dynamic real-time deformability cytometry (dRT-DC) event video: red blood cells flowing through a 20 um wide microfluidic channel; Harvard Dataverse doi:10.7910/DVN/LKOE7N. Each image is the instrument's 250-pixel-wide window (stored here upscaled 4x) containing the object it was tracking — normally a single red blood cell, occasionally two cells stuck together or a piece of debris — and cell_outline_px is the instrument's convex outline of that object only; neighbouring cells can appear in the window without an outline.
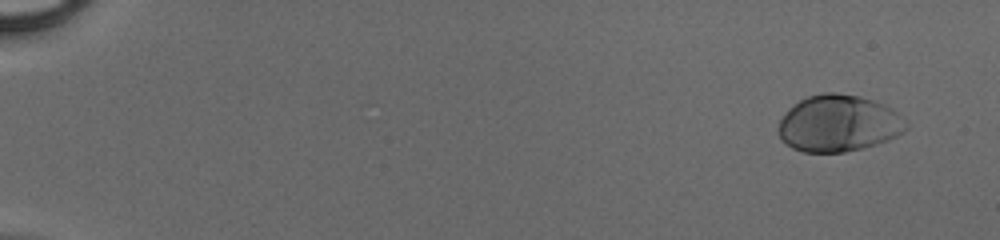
{"species": "human", "species_latin": "Homo sapiens", "temperature_condition": "cold", "stored_images_in_passage": 51, "camera_frame_rate_fps": 3000, "um_per_image_px": 0.085, "donor": {"sex": "male"}, "frame": {"image": 1, "passage_image": 4, "time_ms": 1.0, "image_size_px": [1000, 240], "cell_outline_px": [[908, 128], [904, 132], [888, 140], [860, 148], [844, 152], [804, 152], [792, 148], [780, 140], [780, 120], [784, 112], [788, 108], [800, 100], [808, 96], [824, 92], [836, 92], [860, 96], [884, 104], [892, 108], [908, 124]], "centroid_in_image_um": [71.27, 10.48], "position_along_channel_um": 13.7, "area_um2": 42.14}}
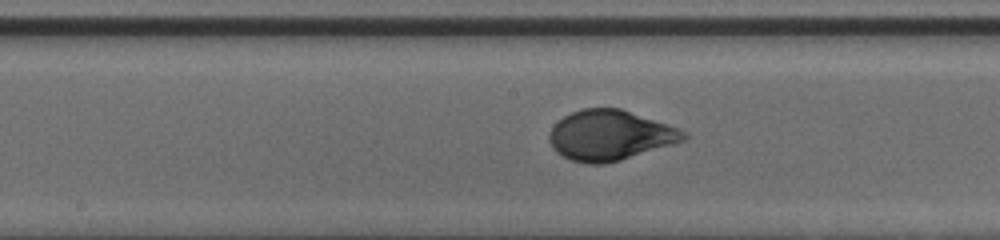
{"frame": {"image": 2, "passage_image": 29, "time_ms": 9.333, "image_size_px": [1000, 240], "cell_outline_px": [[688, 136], [684, 140], [672, 144], [620, 160], [604, 164], [588, 164], [572, 160], [556, 152], [552, 148], [548, 140], [548, 136], [552, 128], [564, 116], [580, 108], [620, 108], [680, 128], [688, 132]], "centroid_in_image_um": [51.85, 11.49], "position_along_channel_um": 196.4, "area_um2": 39.13}}
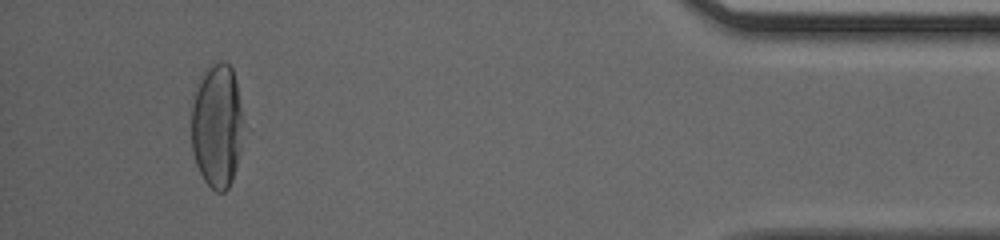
{"frame": {"image": 3, "passage_image": 48, "time_ms": 15.667, "image_size_px": [1000, 240], "cell_outline_px": [[240, 148], [232, 180], [228, 188], [224, 192], [216, 192], [204, 180], [196, 164], [192, 152], [192, 104], [204, 68], [208, 64], [220, 60], [224, 60], [232, 68], [236, 80], [240, 104]], "centroid_in_image_um": [18.41, 10.66], "position_along_channel_um": 416.8, "area_um2": 37.05}}